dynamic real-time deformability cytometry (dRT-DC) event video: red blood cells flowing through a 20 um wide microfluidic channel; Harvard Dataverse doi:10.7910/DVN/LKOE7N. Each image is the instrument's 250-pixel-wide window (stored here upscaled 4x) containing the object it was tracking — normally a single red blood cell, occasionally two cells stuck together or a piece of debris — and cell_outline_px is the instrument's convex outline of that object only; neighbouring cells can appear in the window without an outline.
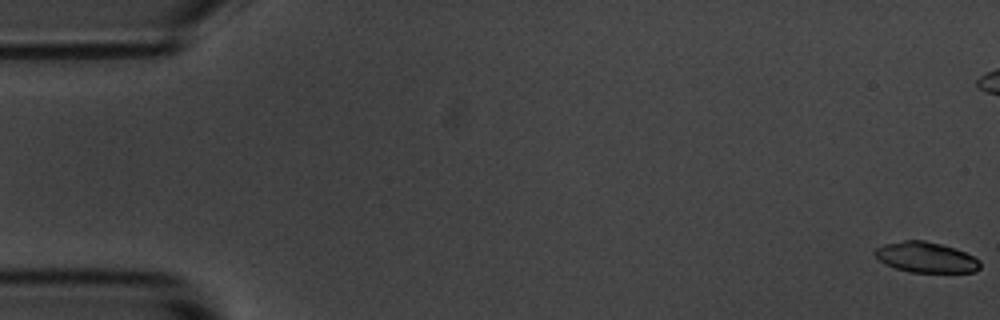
{"species": "common noctule bat (a hibernating species)", "species_latin": "Nyctalus noctula", "temperature_condition": "room temperature", "stored_images_in_passage": 12, "camera_frame_rate_fps": 3000, "um_per_image_px": 0.085, "animal": {"sex": "male", "body_mass_g": 20.1, "forearm_length_mm": 53.5}, "frame": {"image": 1, "passage_image": 1, "time_ms": 0.0, "image_size_px": [1000, 320], "cell_outline_px": [[980, 268], [976, 272], [908, 272], [884, 264], [872, 252], [876, 248], [884, 244], [904, 240], [924, 240], [940, 244], [964, 252], [980, 260]], "centroid_in_image_um": [78.68, 21.88], "position_along_channel_um": 6.3, "area_um2": 18.61}}